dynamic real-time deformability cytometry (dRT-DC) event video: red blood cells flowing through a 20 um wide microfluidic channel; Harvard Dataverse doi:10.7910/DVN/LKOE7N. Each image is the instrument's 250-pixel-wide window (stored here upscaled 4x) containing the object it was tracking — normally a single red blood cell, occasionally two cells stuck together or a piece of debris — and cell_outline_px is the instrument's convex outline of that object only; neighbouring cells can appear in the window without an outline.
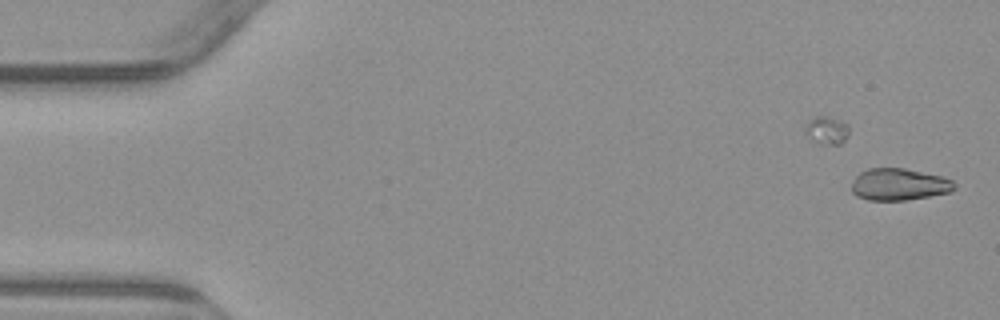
{"species": "common noctule bat (a hibernating species)", "species_latin": "Nyctalus noctula", "temperature_condition": "warm", "stored_images_in_passage": 52, "camera_frame_rate_fps": 3000, "um_per_image_px": 0.085, "animal": {"sex": "male", "body_mass_g": 23.1, "forearm_length_mm": 52.7}, "frame": {"image": 1, "passage_image": 1, "time_ms": 0.0, "image_size_px": [1000, 320], "cell_outline_px": [[956, 188], [952, 192], [904, 200], [868, 200], [856, 196], [852, 192], [852, 184], [856, 176], [860, 172], [868, 168], [904, 168], [944, 176], [952, 180], [956, 184]], "centroid_in_image_um": [76.45, 15.67], "position_along_channel_um": 8.6, "area_um2": 19.25}}
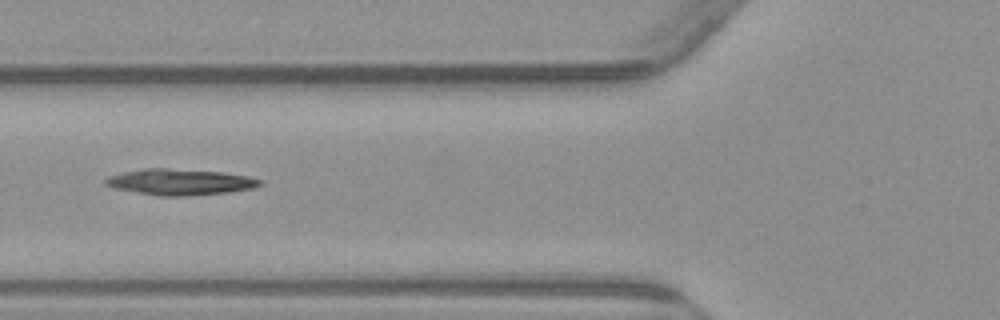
{"frame": {"image": 2, "passage_image": 20, "time_ms": 6.333, "image_size_px": [1000, 320], "cell_outline_px": [[264, 184], [256, 188], [228, 192], [184, 196], [160, 196], [112, 188], [104, 184], [104, 180], [108, 176], [124, 172], [144, 168], [168, 168], [224, 172], [248, 176], [264, 180]], "centroid_in_image_um": [15.34, 15.46], "position_along_channel_um": 110.5, "area_um2": 23.7}}
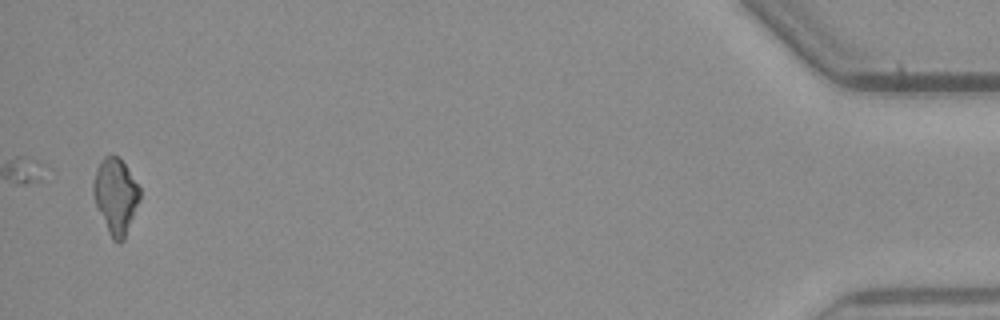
{"frame": {"image": 3, "passage_image": 52, "time_ms": 17.0, "image_size_px": [1000, 320], "cell_outline_px": [[140, 200], [124, 240], [120, 244], [112, 240], [96, 208], [92, 192], [92, 184], [96, 168], [100, 160], [104, 156], [112, 152], [124, 164], [140, 188]], "centroid_in_image_um": [9.8, 16.67], "position_along_channel_um": 425.4, "area_um2": 20.75}, "authors_computed_cell_mechanics": {"area_um2": 21.964, "velocity_mm_per_s": 3.8395, "shape_relaxation_time_tau1_ms": 5.1287, "shape_relaxation_time_tau2_ms": null, "deformation_change_tau1": 0.1441, "deformation_change_tau2": null}}